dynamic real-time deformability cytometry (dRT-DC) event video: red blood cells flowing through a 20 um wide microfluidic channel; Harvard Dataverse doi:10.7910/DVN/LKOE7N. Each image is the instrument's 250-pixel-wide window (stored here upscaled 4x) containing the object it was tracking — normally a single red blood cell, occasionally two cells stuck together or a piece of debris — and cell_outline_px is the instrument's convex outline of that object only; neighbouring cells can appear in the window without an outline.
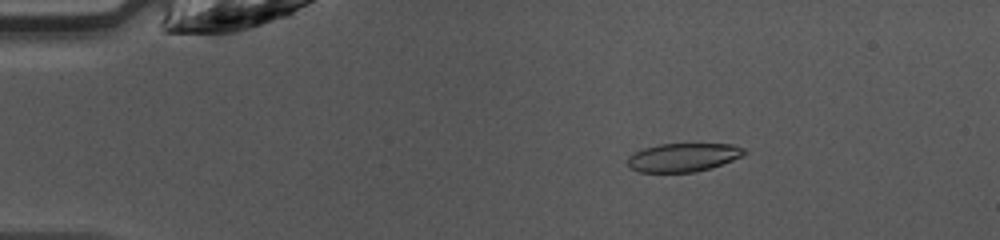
{"species": "common noctule bat (a hibernating species)", "species_latin": "Nyctalus noctula", "temperature_condition": "warm", "stored_images_in_passage": 46, "camera_frame_rate_fps": 3000, "um_per_image_px": 0.085, "animal": {"sex": "female", "body_mass_g": 10.0, "forearm_length_mm": 53.1}, "frame": {"image": 1, "passage_image": 8, "time_ms": 2.333, "image_size_px": [1000, 240], "cell_outline_px": [[748, 152], [732, 160], [696, 172], [640, 172], [628, 168], [628, 156], [644, 148], [660, 144], [732, 144], [744, 148]], "centroid_in_image_um": [58.04, 13.37], "position_along_channel_um": 27.0, "area_um2": 19.19}}
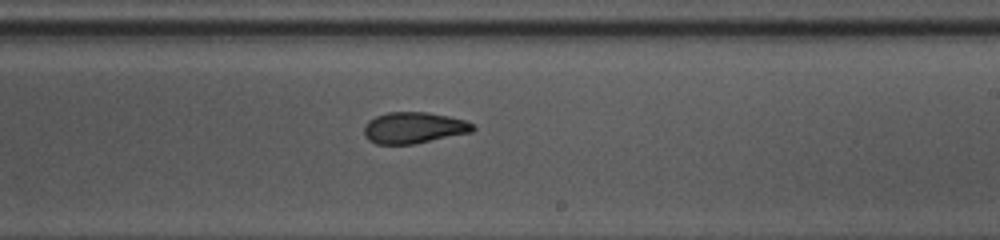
{"frame": {"image": 2, "passage_image": 28, "time_ms": 9.0, "image_size_px": [1000, 240], "cell_outline_px": [[476, 128], [472, 132], [412, 144], [376, 144], [368, 140], [364, 136], [364, 124], [368, 120], [376, 116], [388, 112], [428, 112], [448, 116], [464, 120], [476, 124]], "centroid_in_image_um": [35.16, 10.85], "position_along_channel_um": 253.8, "area_um2": 19.94}}
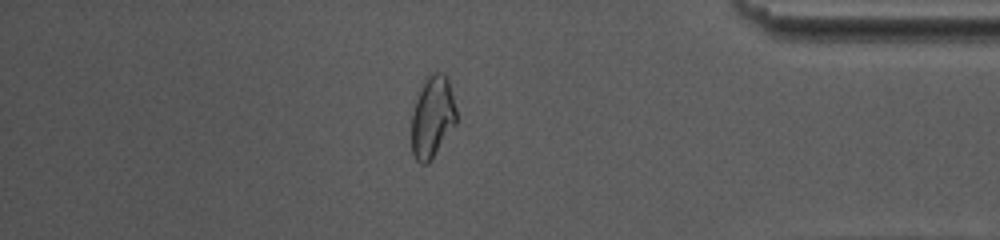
{"frame": {"image": 3, "passage_image": 40, "time_ms": 13.0, "image_size_px": [1000, 240], "cell_outline_px": [[456, 124], [428, 164], [420, 164], [416, 160], [412, 152], [412, 116], [416, 100], [424, 76], [428, 72], [444, 72], [448, 76], [456, 108]], "centroid_in_image_um": [36.76, 9.88], "position_along_channel_um": 398.4, "area_um2": 21.68}, "authors_computed_cell_mechanics": {"area_um2": 20.3745, "velocity_mm_per_s": 4.2833, "shape_relaxation_time_tau1_ms": null, "shape_relaxation_time_tau2_ms": 1.4546, "deformation_change_tau1": null, "deformation_change_tau2": 0.0556}}